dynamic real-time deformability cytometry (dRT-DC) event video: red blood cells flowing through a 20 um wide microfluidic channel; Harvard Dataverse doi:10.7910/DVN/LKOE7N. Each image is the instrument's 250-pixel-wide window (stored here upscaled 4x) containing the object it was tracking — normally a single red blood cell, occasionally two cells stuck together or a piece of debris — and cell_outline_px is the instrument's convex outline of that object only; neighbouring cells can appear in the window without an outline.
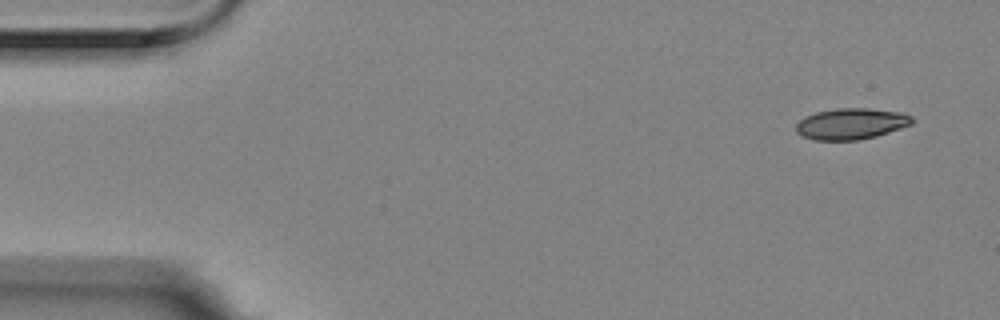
{"species": "Egyptian fruit bat (a non-hibernating species)", "species_latin": "Rousettus aegyptiacus", "temperature_condition": "room temperature", "stored_images_in_passage": 7, "camera_frame_rate_fps": 3000, "um_per_image_px": 0.085, "animal": {"sex": "female"}, "frame": {"image": 1, "passage_image": 1, "time_ms": 0.0, "image_size_px": [1000, 320], "cell_outline_px": [[912, 124], [876, 136], [856, 140], [812, 140], [800, 136], [796, 132], [796, 124], [804, 116], [816, 112], [836, 108], [868, 108], [900, 112], [912, 116]], "centroid_in_image_um": [72.3, 10.52], "position_along_channel_um": 12.7, "area_um2": 21.1}}
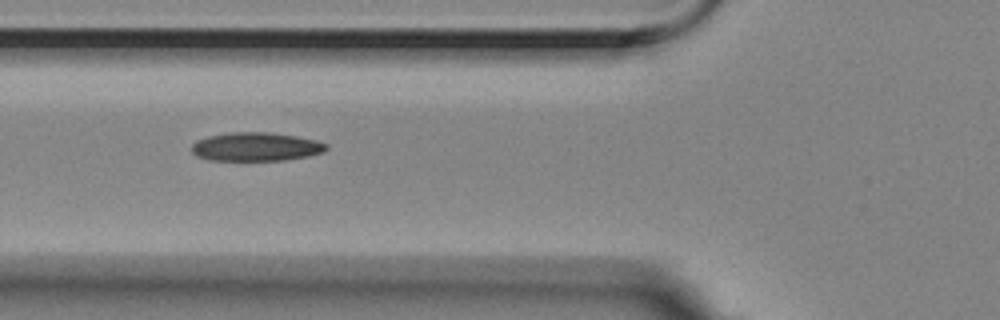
{"frame": {"image": 2, "passage_image": 6, "time_ms": 1.667, "image_size_px": [1000, 320], "cell_outline_px": [[328, 148], [324, 152], [308, 156], [284, 160], [208, 160], [196, 156], [192, 152], [192, 144], [196, 140], [208, 136], [228, 132], [272, 132], [296, 136], [316, 140], [328, 144]], "centroid_in_image_um": [21.75, 12.47], "position_along_channel_um": 104.0, "area_um2": 22.66}}
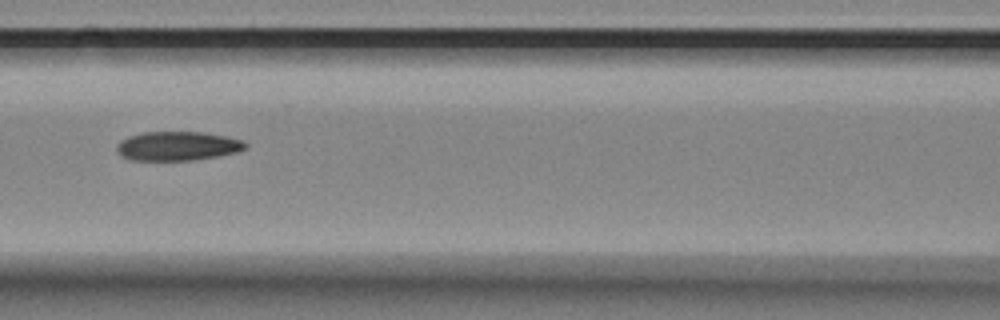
{"frame": {"image": 3, "passage_image": 7, "time_ms": 2.0, "image_size_px": [1000, 320], "cell_outline_px": [[248, 144], [244, 148], [236, 152], [196, 160], [132, 160], [120, 156], [116, 148], [120, 140], [128, 136], [144, 132], [204, 132], [244, 140]], "centroid_in_image_um": [15.07, 12.41], "position_along_channel_um": 151.5, "area_um2": 21.79}}